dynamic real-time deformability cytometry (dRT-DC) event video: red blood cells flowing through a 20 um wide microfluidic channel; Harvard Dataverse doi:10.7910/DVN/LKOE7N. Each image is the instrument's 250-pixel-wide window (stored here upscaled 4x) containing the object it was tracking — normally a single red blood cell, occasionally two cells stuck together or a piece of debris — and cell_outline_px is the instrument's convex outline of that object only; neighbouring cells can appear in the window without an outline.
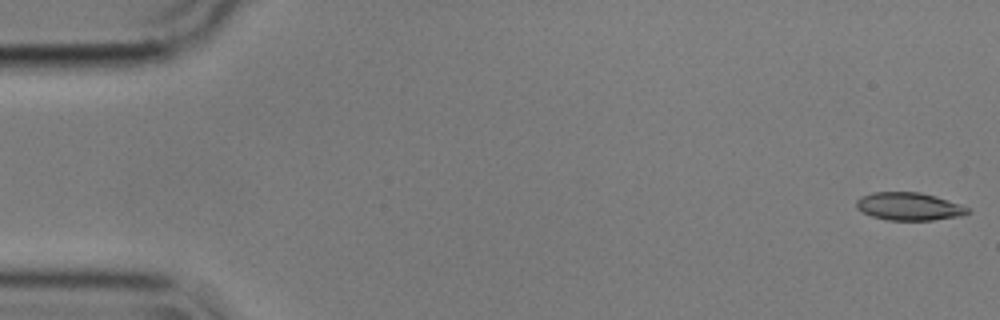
{"species": "common noctule bat (a hibernating species)", "species_latin": "Nyctalus noctula", "temperature_condition": "cold", "stored_images_in_passage": 55, "camera_frame_rate_fps": 3000, "um_per_image_px": 0.085, "animal": {"sex": "male", "body_mass_g": 17.9}, "frame": {"image": 1, "passage_image": 1, "time_ms": 0.0, "image_size_px": [1000, 320], "cell_outline_px": [[972, 212], [960, 216], [932, 220], [888, 220], [872, 216], [856, 208], [856, 200], [860, 196], [872, 192], [920, 192], [936, 196], [960, 204], [968, 208]], "centroid_in_image_um": [77.26, 17.54], "position_along_channel_um": 7.7, "area_um2": 18.09}}
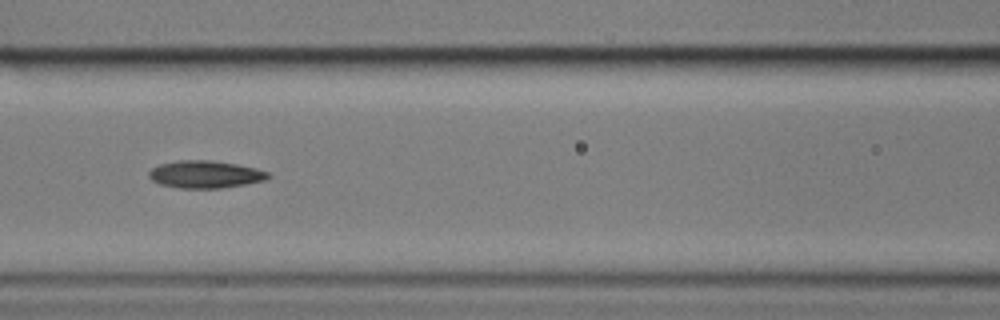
{"frame": {"image": 2, "passage_image": 24, "time_ms": 7.667, "image_size_px": [1000, 320], "cell_outline_px": [[272, 176], [264, 180], [248, 184], [220, 188], [180, 188], [160, 184], [152, 180], [148, 176], [148, 172], [152, 168], [160, 164], [176, 160], [212, 160], [236, 164], [256, 168], [268, 172]], "centroid_in_image_um": [17.45, 14.82], "position_along_channel_um": 149.2, "area_um2": 19.13}}
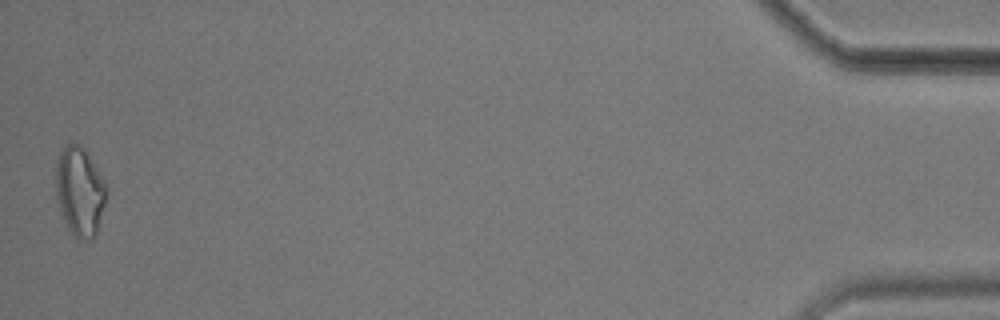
{"frame": {"image": 3, "passage_image": 55, "time_ms": 18.0, "image_size_px": [1000, 320], "cell_outline_px": [[108, 196], [96, 236], [92, 240], [88, 240], [72, 236], [68, 228], [60, 208], [56, 192], [56, 160], [60, 152], [72, 140], [80, 144], [84, 148], [108, 188]], "centroid_in_image_um": [6.81, 16.28], "position_along_channel_um": 428.4, "area_um2": 26.41}, "authors_computed_cell_mechanics": {"area_um2": 19.1318, "velocity_mm_per_s": 3.5829, "shape_relaxation_time_tau1_ms": 5.9305, "shape_relaxation_time_tau2_ms": 9.0539, "deformation_change_tau1": 0.1274, "deformation_change_tau2": 0.1888}}